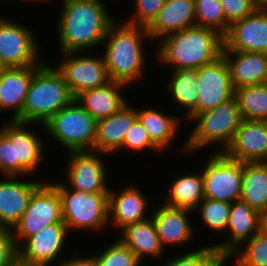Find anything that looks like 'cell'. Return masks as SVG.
Instances as JSON below:
<instances>
[{"instance_id": "1", "label": "cell", "mask_w": 267, "mask_h": 266, "mask_svg": "<svg viewBox=\"0 0 267 266\" xmlns=\"http://www.w3.org/2000/svg\"><path fill=\"white\" fill-rule=\"evenodd\" d=\"M61 3L63 8L56 23L59 52H87L101 47L115 21L106 4L102 0H63Z\"/></svg>"}, {"instance_id": "2", "label": "cell", "mask_w": 267, "mask_h": 266, "mask_svg": "<svg viewBox=\"0 0 267 266\" xmlns=\"http://www.w3.org/2000/svg\"><path fill=\"white\" fill-rule=\"evenodd\" d=\"M118 24L115 20L110 25L103 40V58L110 80L129 86L141 80L146 72L144 67L147 58L143 51V41L151 38L146 27L125 22Z\"/></svg>"}, {"instance_id": "3", "label": "cell", "mask_w": 267, "mask_h": 266, "mask_svg": "<svg viewBox=\"0 0 267 266\" xmlns=\"http://www.w3.org/2000/svg\"><path fill=\"white\" fill-rule=\"evenodd\" d=\"M156 47L157 62L177 69H198L222 55L223 35L211 28L193 26L171 33Z\"/></svg>"}, {"instance_id": "4", "label": "cell", "mask_w": 267, "mask_h": 266, "mask_svg": "<svg viewBox=\"0 0 267 266\" xmlns=\"http://www.w3.org/2000/svg\"><path fill=\"white\" fill-rule=\"evenodd\" d=\"M29 125L10 119L1 127L0 173L3 177L33 176L43 162L44 140L34 130L27 128Z\"/></svg>"}, {"instance_id": "5", "label": "cell", "mask_w": 267, "mask_h": 266, "mask_svg": "<svg viewBox=\"0 0 267 266\" xmlns=\"http://www.w3.org/2000/svg\"><path fill=\"white\" fill-rule=\"evenodd\" d=\"M75 99L63 75L43 63L33 75L22 111V122L43 125ZM40 123V124H39Z\"/></svg>"}, {"instance_id": "6", "label": "cell", "mask_w": 267, "mask_h": 266, "mask_svg": "<svg viewBox=\"0 0 267 266\" xmlns=\"http://www.w3.org/2000/svg\"><path fill=\"white\" fill-rule=\"evenodd\" d=\"M242 120L235 97L201 112L191 120L192 123L195 122V128L181 150L189 154L219 143L218 145L223 148L218 152H224L234 139Z\"/></svg>"}, {"instance_id": "7", "label": "cell", "mask_w": 267, "mask_h": 266, "mask_svg": "<svg viewBox=\"0 0 267 266\" xmlns=\"http://www.w3.org/2000/svg\"><path fill=\"white\" fill-rule=\"evenodd\" d=\"M62 200V217L69 231L88 230L95 233L109 225L108 193H88L70 189L63 182H51Z\"/></svg>"}, {"instance_id": "8", "label": "cell", "mask_w": 267, "mask_h": 266, "mask_svg": "<svg viewBox=\"0 0 267 266\" xmlns=\"http://www.w3.org/2000/svg\"><path fill=\"white\" fill-rule=\"evenodd\" d=\"M43 127L68 152L94 150L97 121L76 98Z\"/></svg>"}, {"instance_id": "9", "label": "cell", "mask_w": 267, "mask_h": 266, "mask_svg": "<svg viewBox=\"0 0 267 266\" xmlns=\"http://www.w3.org/2000/svg\"><path fill=\"white\" fill-rule=\"evenodd\" d=\"M64 223L62 217V200L56 187L44 182L34 191L29 204L12 234L18 248L31 236L46 226Z\"/></svg>"}, {"instance_id": "10", "label": "cell", "mask_w": 267, "mask_h": 266, "mask_svg": "<svg viewBox=\"0 0 267 266\" xmlns=\"http://www.w3.org/2000/svg\"><path fill=\"white\" fill-rule=\"evenodd\" d=\"M204 165L205 198L230 203L241 199L242 162L216 150Z\"/></svg>"}, {"instance_id": "11", "label": "cell", "mask_w": 267, "mask_h": 266, "mask_svg": "<svg viewBox=\"0 0 267 266\" xmlns=\"http://www.w3.org/2000/svg\"><path fill=\"white\" fill-rule=\"evenodd\" d=\"M35 36L30 27L0 15V68L42 65Z\"/></svg>"}, {"instance_id": "12", "label": "cell", "mask_w": 267, "mask_h": 266, "mask_svg": "<svg viewBox=\"0 0 267 266\" xmlns=\"http://www.w3.org/2000/svg\"><path fill=\"white\" fill-rule=\"evenodd\" d=\"M60 54L64 59L55 67L63 75L75 98L83 91L103 86L111 81L103 55L102 57L83 55L84 52Z\"/></svg>"}, {"instance_id": "13", "label": "cell", "mask_w": 267, "mask_h": 266, "mask_svg": "<svg viewBox=\"0 0 267 266\" xmlns=\"http://www.w3.org/2000/svg\"><path fill=\"white\" fill-rule=\"evenodd\" d=\"M68 155V168L65 169L67 187L88 193H109L104 153L94 150L71 151Z\"/></svg>"}, {"instance_id": "14", "label": "cell", "mask_w": 267, "mask_h": 266, "mask_svg": "<svg viewBox=\"0 0 267 266\" xmlns=\"http://www.w3.org/2000/svg\"><path fill=\"white\" fill-rule=\"evenodd\" d=\"M197 114L215 108L234 97L228 63L223 55L197 69Z\"/></svg>"}, {"instance_id": "15", "label": "cell", "mask_w": 267, "mask_h": 266, "mask_svg": "<svg viewBox=\"0 0 267 266\" xmlns=\"http://www.w3.org/2000/svg\"><path fill=\"white\" fill-rule=\"evenodd\" d=\"M67 234H69V230L65 223L46 226L35 235L29 237L18 248L19 256L40 266H51L55 261L60 266L66 259L65 257L62 259L60 254L63 251V246L66 245Z\"/></svg>"}, {"instance_id": "16", "label": "cell", "mask_w": 267, "mask_h": 266, "mask_svg": "<svg viewBox=\"0 0 267 266\" xmlns=\"http://www.w3.org/2000/svg\"><path fill=\"white\" fill-rule=\"evenodd\" d=\"M223 40L224 50L267 54V10L256 9L231 24Z\"/></svg>"}, {"instance_id": "17", "label": "cell", "mask_w": 267, "mask_h": 266, "mask_svg": "<svg viewBox=\"0 0 267 266\" xmlns=\"http://www.w3.org/2000/svg\"><path fill=\"white\" fill-rule=\"evenodd\" d=\"M2 178L4 179H0V225L13 230L27 209L34 191L43 181L30 180L27 182L29 179L25 181L22 176L20 178L17 176Z\"/></svg>"}, {"instance_id": "18", "label": "cell", "mask_w": 267, "mask_h": 266, "mask_svg": "<svg viewBox=\"0 0 267 266\" xmlns=\"http://www.w3.org/2000/svg\"><path fill=\"white\" fill-rule=\"evenodd\" d=\"M260 212L240 200L231 203L229 221L225 231L227 239L212 246L227 260L245 241L259 231Z\"/></svg>"}, {"instance_id": "19", "label": "cell", "mask_w": 267, "mask_h": 266, "mask_svg": "<svg viewBox=\"0 0 267 266\" xmlns=\"http://www.w3.org/2000/svg\"><path fill=\"white\" fill-rule=\"evenodd\" d=\"M40 66L0 68V112L8 113L12 110L11 120L22 122L26 94L34 72Z\"/></svg>"}, {"instance_id": "20", "label": "cell", "mask_w": 267, "mask_h": 266, "mask_svg": "<svg viewBox=\"0 0 267 266\" xmlns=\"http://www.w3.org/2000/svg\"><path fill=\"white\" fill-rule=\"evenodd\" d=\"M148 199L139 187L127 186L116 193L109 188L108 193V222L109 226L122 229L125 226L145 220L151 215ZM148 215V216H147ZM112 223V224H111Z\"/></svg>"}, {"instance_id": "21", "label": "cell", "mask_w": 267, "mask_h": 266, "mask_svg": "<svg viewBox=\"0 0 267 266\" xmlns=\"http://www.w3.org/2000/svg\"><path fill=\"white\" fill-rule=\"evenodd\" d=\"M224 153L240 162H262L267 158V121L242 120Z\"/></svg>"}, {"instance_id": "22", "label": "cell", "mask_w": 267, "mask_h": 266, "mask_svg": "<svg viewBox=\"0 0 267 266\" xmlns=\"http://www.w3.org/2000/svg\"><path fill=\"white\" fill-rule=\"evenodd\" d=\"M153 212L150 214L164 249L169 245L178 247L179 244L182 246L192 241L195 230L189 222L191 221L189 214L193 211L171 207L164 203L156 206Z\"/></svg>"}, {"instance_id": "23", "label": "cell", "mask_w": 267, "mask_h": 266, "mask_svg": "<svg viewBox=\"0 0 267 266\" xmlns=\"http://www.w3.org/2000/svg\"><path fill=\"white\" fill-rule=\"evenodd\" d=\"M136 119V108L127 103L109 117L98 120L94 151L107 156L121 151L125 135Z\"/></svg>"}, {"instance_id": "24", "label": "cell", "mask_w": 267, "mask_h": 266, "mask_svg": "<svg viewBox=\"0 0 267 266\" xmlns=\"http://www.w3.org/2000/svg\"><path fill=\"white\" fill-rule=\"evenodd\" d=\"M194 0H166L157 17L147 27L151 41L196 26ZM157 40V41H156Z\"/></svg>"}, {"instance_id": "25", "label": "cell", "mask_w": 267, "mask_h": 266, "mask_svg": "<svg viewBox=\"0 0 267 266\" xmlns=\"http://www.w3.org/2000/svg\"><path fill=\"white\" fill-rule=\"evenodd\" d=\"M233 88L263 84L267 75V54L222 50Z\"/></svg>"}, {"instance_id": "26", "label": "cell", "mask_w": 267, "mask_h": 266, "mask_svg": "<svg viewBox=\"0 0 267 266\" xmlns=\"http://www.w3.org/2000/svg\"><path fill=\"white\" fill-rule=\"evenodd\" d=\"M117 237L141 263L148 257L155 260L164 257L166 249L160 243L152 216L125 226Z\"/></svg>"}, {"instance_id": "27", "label": "cell", "mask_w": 267, "mask_h": 266, "mask_svg": "<svg viewBox=\"0 0 267 266\" xmlns=\"http://www.w3.org/2000/svg\"><path fill=\"white\" fill-rule=\"evenodd\" d=\"M127 86L111 80L103 86L83 91L76 99L98 121L109 117L128 103L122 94Z\"/></svg>"}, {"instance_id": "28", "label": "cell", "mask_w": 267, "mask_h": 266, "mask_svg": "<svg viewBox=\"0 0 267 266\" xmlns=\"http://www.w3.org/2000/svg\"><path fill=\"white\" fill-rule=\"evenodd\" d=\"M137 119L146 129L151 141L162 151L175 142L181 129L179 117L163 113L150 107L136 108ZM176 137V138H175Z\"/></svg>"}, {"instance_id": "29", "label": "cell", "mask_w": 267, "mask_h": 266, "mask_svg": "<svg viewBox=\"0 0 267 266\" xmlns=\"http://www.w3.org/2000/svg\"><path fill=\"white\" fill-rule=\"evenodd\" d=\"M170 81L166 87L174 104L187 109L185 117L192 120L197 115L198 91L197 69L172 70Z\"/></svg>"}, {"instance_id": "30", "label": "cell", "mask_w": 267, "mask_h": 266, "mask_svg": "<svg viewBox=\"0 0 267 266\" xmlns=\"http://www.w3.org/2000/svg\"><path fill=\"white\" fill-rule=\"evenodd\" d=\"M241 200L259 212L267 209V168L263 162H242Z\"/></svg>"}, {"instance_id": "31", "label": "cell", "mask_w": 267, "mask_h": 266, "mask_svg": "<svg viewBox=\"0 0 267 266\" xmlns=\"http://www.w3.org/2000/svg\"><path fill=\"white\" fill-rule=\"evenodd\" d=\"M172 181L164 201L166 205L193 211L205 198L201 172L183 174Z\"/></svg>"}, {"instance_id": "32", "label": "cell", "mask_w": 267, "mask_h": 266, "mask_svg": "<svg viewBox=\"0 0 267 266\" xmlns=\"http://www.w3.org/2000/svg\"><path fill=\"white\" fill-rule=\"evenodd\" d=\"M234 97L243 120L267 121V86L264 83L237 87Z\"/></svg>"}, {"instance_id": "33", "label": "cell", "mask_w": 267, "mask_h": 266, "mask_svg": "<svg viewBox=\"0 0 267 266\" xmlns=\"http://www.w3.org/2000/svg\"><path fill=\"white\" fill-rule=\"evenodd\" d=\"M231 258L235 259L233 266H267V234L259 231L236 249L226 261L229 262Z\"/></svg>"}, {"instance_id": "34", "label": "cell", "mask_w": 267, "mask_h": 266, "mask_svg": "<svg viewBox=\"0 0 267 266\" xmlns=\"http://www.w3.org/2000/svg\"><path fill=\"white\" fill-rule=\"evenodd\" d=\"M231 209L230 202L218 201L211 198H204L195 209L201 216L207 228L221 234L226 231L229 214Z\"/></svg>"}, {"instance_id": "35", "label": "cell", "mask_w": 267, "mask_h": 266, "mask_svg": "<svg viewBox=\"0 0 267 266\" xmlns=\"http://www.w3.org/2000/svg\"><path fill=\"white\" fill-rule=\"evenodd\" d=\"M196 26L227 33V21L219 0H194Z\"/></svg>"}, {"instance_id": "36", "label": "cell", "mask_w": 267, "mask_h": 266, "mask_svg": "<svg viewBox=\"0 0 267 266\" xmlns=\"http://www.w3.org/2000/svg\"><path fill=\"white\" fill-rule=\"evenodd\" d=\"M163 266H222L226 259L211 245L167 259Z\"/></svg>"}, {"instance_id": "37", "label": "cell", "mask_w": 267, "mask_h": 266, "mask_svg": "<svg viewBox=\"0 0 267 266\" xmlns=\"http://www.w3.org/2000/svg\"><path fill=\"white\" fill-rule=\"evenodd\" d=\"M96 259L97 266H141L143 265L135 256V254L124 245L118 238L115 242L109 244L107 249L97 255H93Z\"/></svg>"}, {"instance_id": "38", "label": "cell", "mask_w": 267, "mask_h": 266, "mask_svg": "<svg viewBox=\"0 0 267 266\" xmlns=\"http://www.w3.org/2000/svg\"><path fill=\"white\" fill-rule=\"evenodd\" d=\"M130 149L132 151L141 152L145 149L162 152L150 139L146 129L138 119L134 121L129 131L126 133L121 150Z\"/></svg>"}, {"instance_id": "39", "label": "cell", "mask_w": 267, "mask_h": 266, "mask_svg": "<svg viewBox=\"0 0 267 266\" xmlns=\"http://www.w3.org/2000/svg\"><path fill=\"white\" fill-rule=\"evenodd\" d=\"M166 0H135L134 14L125 23L148 27L157 17L159 10Z\"/></svg>"}, {"instance_id": "40", "label": "cell", "mask_w": 267, "mask_h": 266, "mask_svg": "<svg viewBox=\"0 0 267 266\" xmlns=\"http://www.w3.org/2000/svg\"><path fill=\"white\" fill-rule=\"evenodd\" d=\"M227 21V31L231 24L251 15L257 8L253 0H219Z\"/></svg>"}, {"instance_id": "41", "label": "cell", "mask_w": 267, "mask_h": 266, "mask_svg": "<svg viewBox=\"0 0 267 266\" xmlns=\"http://www.w3.org/2000/svg\"><path fill=\"white\" fill-rule=\"evenodd\" d=\"M18 255L19 250L12 230L0 225V266H8Z\"/></svg>"}, {"instance_id": "42", "label": "cell", "mask_w": 267, "mask_h": 266, "mask_svg": "<svg viewBox=\"0 0 267 266\" xmlns=\"http://www.w3.org/2000/svg\"><path fill=\"white\" fill-rule=\"evenodd\" d=\"M73 254L72 257L65 259L60 266H97L94 256H78L81 254L79 250L74 251Z\"/></svg>"}, {"instance_id": "43", "label": "cell", "mask_w": 267, "mask_h": 266, "mask_svg": "<svg viewBox=\"0 0 267 266\" xmlns=\"http://www.w3.org/2000/svg\"><path fill=\"white\" fill-rule=\"evenodd\" d=\"M259 228L261 232L267 234V209L260 211Z\"/></svg>"}, {"instance_id": "44", "label": "cell", "mask_w": 267, "mask_h": 266, "mask_svg": "<svg viewBox=\"0 0 267 266\" xmlns=\"http://www.w3.org/2000/svg\"><path fill=\"white\" fill-rule=\"evenodd\" d=\"M8 266H40L22 259L19 255Z\"/></svg>"}, {"instance_id": "45", "label": "cell", "mask_w": 267, "mask_h": 266, "mask_svg": "<svg viewBox=\"0 0 267 266\" xmlns=\"http://www.w3.org/2000/svg\"><path fill=\"white\" fill-rule=\"evenodd\" d=\"M257 9L267 10V0H253Z\"/></svg>"}, {"instance_id": "46", "label": "cell", "mask_w": 267, "mask_h": 266, "mask_svg": "<svg viewBox=\"0 0 267 266\" xmlns=\"http://www.w3.org/2000/svg\"><path fill=\"white\" fill-rule=\"evenodd\" d=\"M21 1V0H20ZM23 1H27V2H30L31 1V3H32V1H33V3H36L37 2V4H38V2L40 3V2H46V3H48V2H50L51 0H23ZM48 1V2H47ZM52 1H54V0H52ZM56 1V0H55ZM63 1V0H62Z\"/></svg>"}, {"instance_id": "47", "label": "cell", "mask_w": 267, "mask_h": 266, "mask_svg": "<svg viewBox=\"0 0 267 266\" xmlns=\"http://www.w3.org/2000/svg\"><path fill=\"white\" fill-rule=\"evenodd\" d=\"M262 162L265 165V167L267 168V158L265 160H263Z\"/></svg>"}, {"instance_id": "48", "label": "cell", "mask_w": 267, "mask_h": 266, "mask_svg": "<svg viewBox=\"0 0 267 266\" xmlns=\"http://www.w3.org/2000/svg\"><path fill=\"white\" fill-rule=\"evenodd\" d=\"M264 84L267 86V75H266V78H265Z\"/></svg>"}]
</instances>
